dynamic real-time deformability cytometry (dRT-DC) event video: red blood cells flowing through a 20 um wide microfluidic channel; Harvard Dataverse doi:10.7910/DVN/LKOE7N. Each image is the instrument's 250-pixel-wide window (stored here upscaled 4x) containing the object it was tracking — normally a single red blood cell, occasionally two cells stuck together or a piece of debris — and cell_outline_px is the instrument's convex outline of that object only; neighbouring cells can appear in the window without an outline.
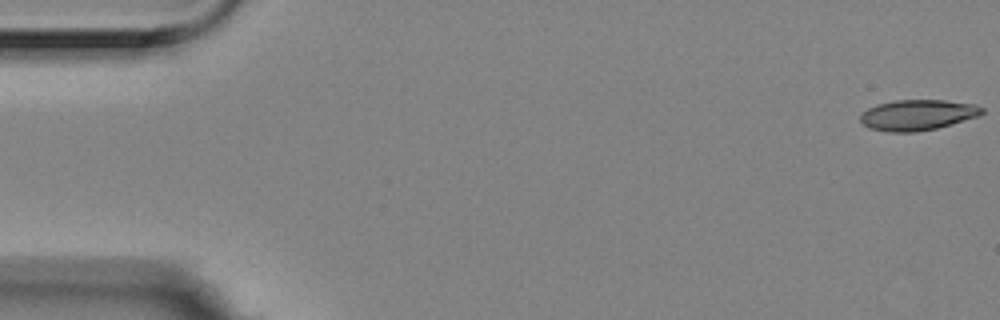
{"species": "Egyptian fruit bat (a non-hibernating species)", "species_latin": "Rousettus aegyptiacus", "temperature_condition": "room temperature", "stored_images_in_passage": 6, "camera_frame_rate_fps": 3000, "um_per_image_px": 0.085, "animal": {"sex": "female"}, "frame": {"image": 1, "passage_image": 1, "time_ms": 0.0, "image_size_px": [1000, 320], "cell_outline_px": [[984, 112], [976, 116], [936, 128], [916, 132], [888, 132], [868, 128], [860, 120], [860, 112], [876, 104], [892, 100], [944, 100], [976, 104], [984, 108]], "centroid_in_image_um": [77.93, 9.76], "position_along_channel_um": 7.1, "area_um2": 21.73}}